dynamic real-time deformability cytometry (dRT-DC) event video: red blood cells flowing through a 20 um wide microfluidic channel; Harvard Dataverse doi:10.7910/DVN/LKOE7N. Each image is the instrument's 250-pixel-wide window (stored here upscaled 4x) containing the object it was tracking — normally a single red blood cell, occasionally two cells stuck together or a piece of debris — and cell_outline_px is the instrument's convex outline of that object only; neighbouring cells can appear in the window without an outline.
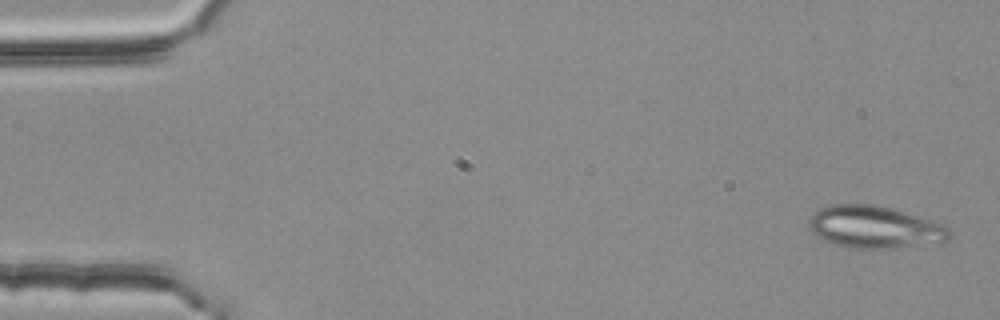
{"species": "common noctule bat (a hibernating species)", "species_latin": "Nyctalus noctula", "temperature_condition": "room temperature", "stored_images_in_passage": 4, "camera_frame_rate_fps": 3000, "um_per_image_px": 0.085, "animal": {"sex": "female", "body_mass_g": 25.1}, "frame": {"image": 1, "passage_image": 1, "time_ms": 0.0, "image_size_px": [1000, 320], "cell_outline_px": [[952, 232], [944, 240], [892, 248], [848, 248], [824, 240], [816, 236], [812, 232], [808, 224], [808, 220], [820, 208], [832, 204], [872, 204], [936, 220], [944, 224]], "centroid_in_image_um": [74.3, 19.29], "position_along_channel_um": 10.7, "area_um2": 34.16}}